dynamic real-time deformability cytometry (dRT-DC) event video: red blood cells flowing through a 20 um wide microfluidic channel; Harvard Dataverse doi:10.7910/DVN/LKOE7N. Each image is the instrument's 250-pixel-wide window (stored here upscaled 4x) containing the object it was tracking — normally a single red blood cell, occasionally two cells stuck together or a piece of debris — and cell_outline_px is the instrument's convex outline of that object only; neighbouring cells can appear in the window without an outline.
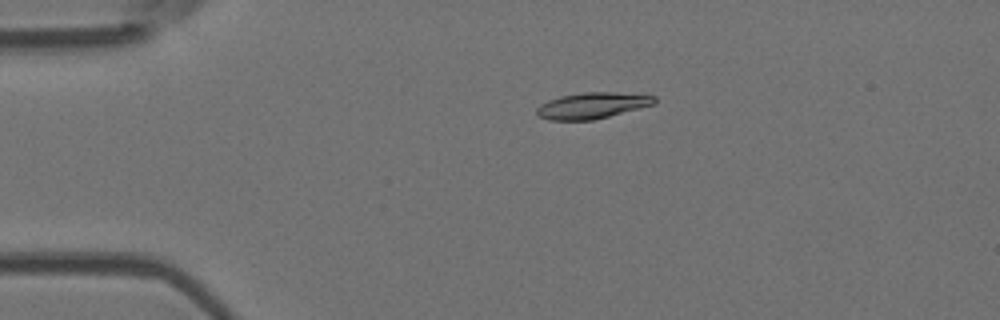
{"species": "Egyptian fruit bat (a non-hibernating species)", "species_latin": "Rousettus aegyptiacus", "temperature_condition": "room temperature", "stored_images_in_passage": 2, "camera_frame_rate_fps": 3000, "um_per_image_px": 0.085, "animal": {"sex": "female"}, "frame": {"image": 1, "passage_image": 1, "time_ms": 0.0, "image_size_px": [1000, 320], "cell_outline_px": [[656, 104], [592, 120], [548, 120], [540, 116], [536, 112], [536, 108], [540, 104], [548, 100], [560, 96], [584, 92], [616, 92], [656, 96]], "centroid_in_image_um": [50.34, 8.96], "position_along_channel_um": 34.7, "area_um2": 17.86}}
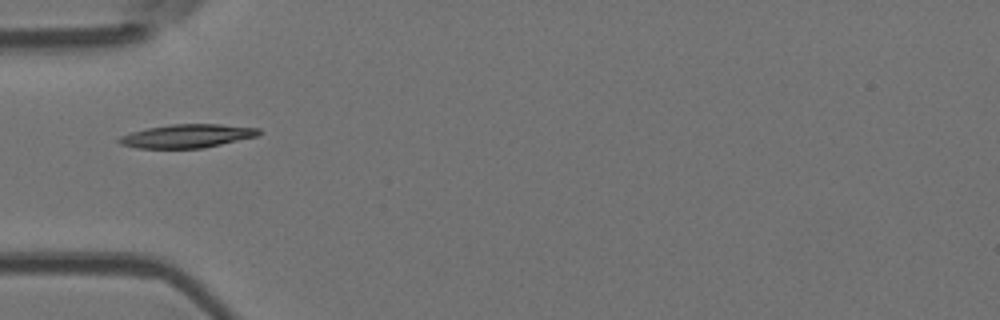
{"frame": {"image": 2, "passage_image": 2, "time_ms": 2.0, "image_size_px": [1000, 320], "cell_outline_px": [[260, 132], [256, 136], [204, 148], [136, 148], [120, 144], [116, 140], [120, 136], [132, 132], [148, 128], [172, 124], [220, 124], [260, 128]], "centroid_in_image_um": [15.88, 11.56], "position_along_channel_um": 69.1, "area_um2": 19.02}}